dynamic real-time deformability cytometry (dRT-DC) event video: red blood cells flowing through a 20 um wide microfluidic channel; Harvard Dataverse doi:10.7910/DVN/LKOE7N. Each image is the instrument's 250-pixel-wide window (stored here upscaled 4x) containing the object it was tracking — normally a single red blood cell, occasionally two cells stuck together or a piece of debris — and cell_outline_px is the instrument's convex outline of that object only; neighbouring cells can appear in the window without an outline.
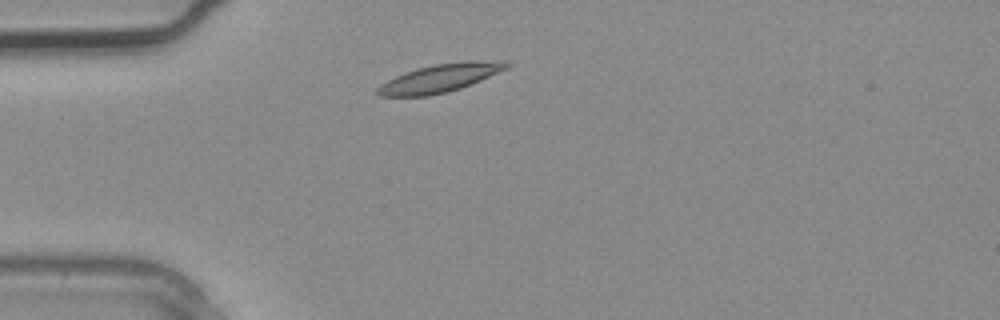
{"species": "common noctule bat (a hibernating species)", "species_latin": "Nyctalus noctula", "temperature_condition": "warm", "stored_images_in_passage": 3, "camera_frame_rate_fps": 3000, "um_per_image_px": 0.085, "animal": {"sex": "male", "body_mass_g": 20.4}, "frame": {"image": 1, "passage_image": 3, "time_ms": 0.667, "image_size_px": [1000, 320], "cell_outline_px": [[512, 64], [508, 68], [480, 80], [460, 88], [448, 92], [428, 96], [380, 96], [376, 92], [376, 88], [380, 84], [404, 72], [416, 68], [436, 64], [468, 60], [508, 60]], "centroid_in_image_um": [37.44, 6.62], "position_along_channel_um": 47.6, "area_um2": 21.33}}